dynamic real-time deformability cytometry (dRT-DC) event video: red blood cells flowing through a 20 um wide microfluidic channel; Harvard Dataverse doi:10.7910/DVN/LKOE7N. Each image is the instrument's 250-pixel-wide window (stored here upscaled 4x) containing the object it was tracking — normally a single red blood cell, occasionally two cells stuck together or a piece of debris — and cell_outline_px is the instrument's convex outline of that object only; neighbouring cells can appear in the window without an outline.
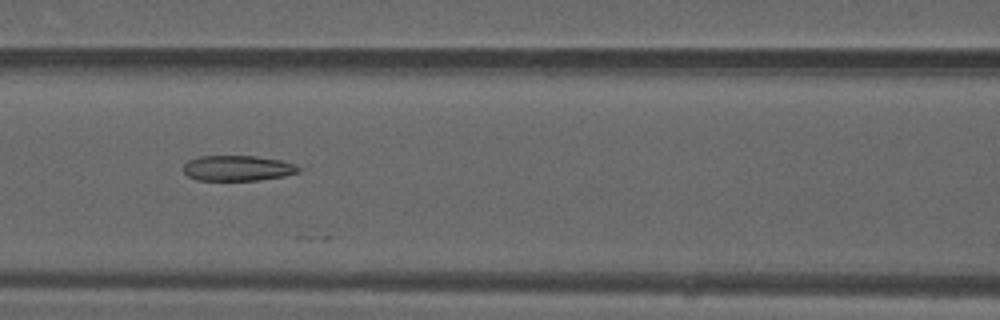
{"species": "common noctule bat (a hibernating species)", "species_latin": "Nyctalus noctula", "temperature_condition": "warm", "stored_images_in_passage": 27, "camera_frame_rate_fps": 3000, "um_per_image_px": 0.085, "animal": {"sex": "male", "forearm_length_mm": 52.5}, "frame": {"image": 1, "passage_image": 22, "time_ms": 7.0, "image_size_px": [1000, 320], "cell_outline_px": [[300, 172], [284, 176], [260, 180], [196, 180], [188, 176], [184, 172], [184, 164], [188, 160], [200, 156], [256, 156], [280, 160], [296, 164], [300, 168]], "centroid_in_image_um": [20.21, 14.29], "position_along_channel_um": 146.4, "area_um2": 17.11}}
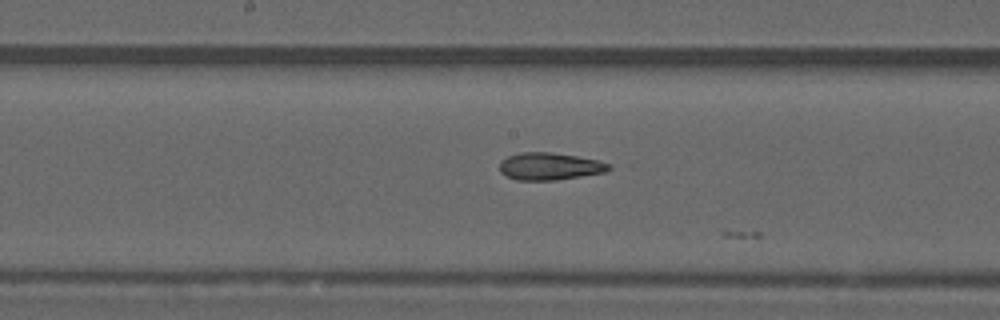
{"frame": {"image": 2, "passage_image": 26, "time_ms": 8.333, "image_size_px": [1000, 320], "cell_outline_px": [[612, 168], [604, 172], [556, 180], [516, 180], [504, 176], [500, 172], [500, 160], [508, 156], [520, 152], [552, 152], [576, 156], [596, 160], [612, 164]], "centroid_in_image_um": [46.68, 14.14], "position_along_channel_um": 201.5, "area_um2": 17.46}}